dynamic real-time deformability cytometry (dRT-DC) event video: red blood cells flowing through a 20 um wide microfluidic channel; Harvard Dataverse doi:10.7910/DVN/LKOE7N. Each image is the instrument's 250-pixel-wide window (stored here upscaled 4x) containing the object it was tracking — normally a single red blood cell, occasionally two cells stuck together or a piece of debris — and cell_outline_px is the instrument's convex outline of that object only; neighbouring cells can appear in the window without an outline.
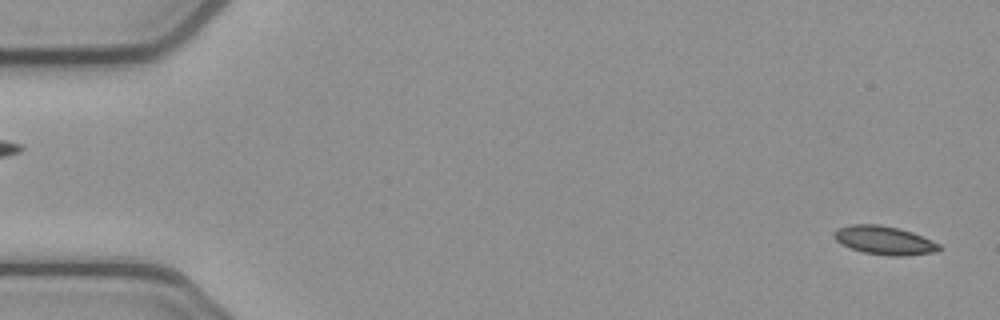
{"species": "common noctule bat (a hibernating species)", "species_latin": "Nyctalus noctula", "temperature_condition": "cold", "stored_images_in_passage": 53, "camera_frame_rate_fps": 3000, "um_per_image_px": 0.085, "animal": {"sex": "female", "body_mass_g": 21.9}, "frame": {"image": 1, "passage_image": 1, "time_ms": 0.0, "image_size_px": [1000, 320], "cell_outline_px": [[944, 248], [936, 252], [904, 256], [888, 256], [864, 252], [840, 244], [832, 236], [832, 232], [836, 228], [852, 224], [880, 224], [912, 232], [932, 240], [940, 244]], "centroid_in_image_um": [75.16, 20.43], "position_along_channel_um": 9.8, "area_um2": 17.69}}
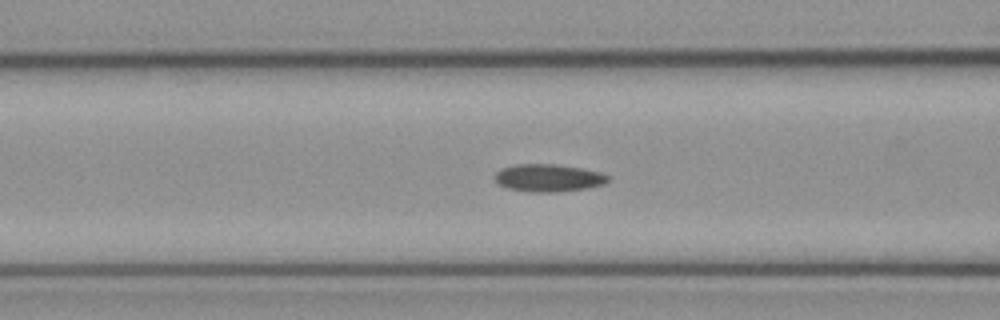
{"frame": {"image": 2, "passage_image": 20, "time_ms": 6.333, "image_size_px": [1000, 320], "cell_outline_px": [[608, 180], [604, 184], [588, 188], [556, 192], [532, 192], [508, 188], [500, 184], [492, 176], [500, 168], [516, 164], [556, 164], [580, 168], [600, 172], [608, 176]], "centroid_in_image_um": [46.59, 15.12], "position_along_channel_um": 120.0, "area_um2": 18.15}}
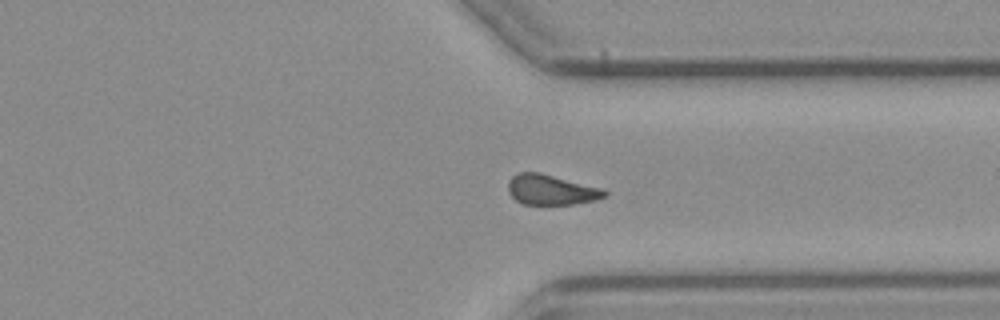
{"frame": {"image": 3, "passage_image": 39, "time_ms": 12.667, "image_size_px": [1000, 320], "cell_outline_px": [[608, 196], [596, 200], [572, 204], [524, 204], [516, 200], [508, 192], [508, 180], [512, 176], [520, 172], [540, 172], [604, 188], [608, 192]], "centroid_in_image_um": [46.88, 16.12], "position_along_channel_um": 364.5, "area_um2": 17.17}, "authors_computed_cell_mechanics": {"area_um2": 17.3978, "velocity_mm_per_s": 3.8586, "shape_relaxation_time_tau1_ms": 5.4268, "shape_relaxation_time_tau2_ms": null, "deformation_change_tau1": 0.1207, "deformation_change_tau2": null}}